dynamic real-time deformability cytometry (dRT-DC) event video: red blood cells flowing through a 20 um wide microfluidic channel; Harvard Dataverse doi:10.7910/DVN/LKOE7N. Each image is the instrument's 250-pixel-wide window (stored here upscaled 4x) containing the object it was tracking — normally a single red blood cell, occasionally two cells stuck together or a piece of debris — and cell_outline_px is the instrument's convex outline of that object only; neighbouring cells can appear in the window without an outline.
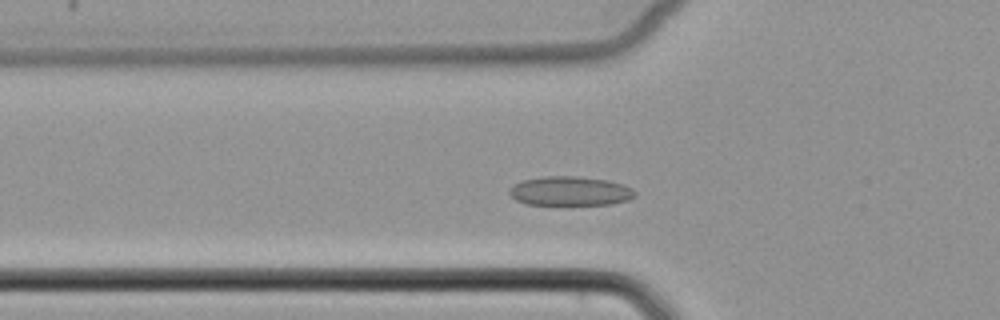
{"species": "common noctule bat (a hibernating species)", "species_latin": "Nyctalus noctula", "temperature_condition": "cold", "stored_images_in_passage": 47, "camera_frame_rate_fps": 3000, "um_per_image_px": 0.085, "animal": {"sex": "female", "body_mass_g": 22.7, "forearm_length_mm": 54.2}, "frame": {"image": 1, "passage_image": 13, "time_ms": 4.0, "image_size_px": [1000, 320], "cell_outline_px": [[636, 196], [628, 200], [612, 204], [568, 208], [528, 204], [516, 200], [508, 192], [508, 188], [520, 180], [540, 176], [576, 176], [608, 180], [624, 184], [632, 188], [636, 192]], "centroid_in_image_um": [48.45, 16.29], "position_along_channel_um": 77.3, "area_um2": 22.77}}
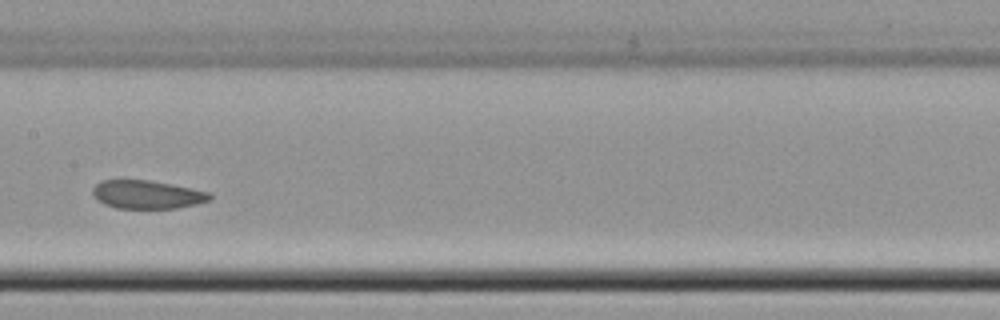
{"frame": {"image": 2, "passage_image": 22, "time_ms": 7.0, "image_size_px": [1000, 320], "cell_outline_px": [[212, 196], [208, 200], [196, 204], [176, 208], [116, 208], [104, 204], [96, 200], [92, 196], [92, 188], [100, 180], [148, 180], [172, 184], [192, 188], [208, 192]], "centroid_in_image_um": [12.44, 16.53], "position_along_channel_um": 195.0, "area_um2": 19.36}}
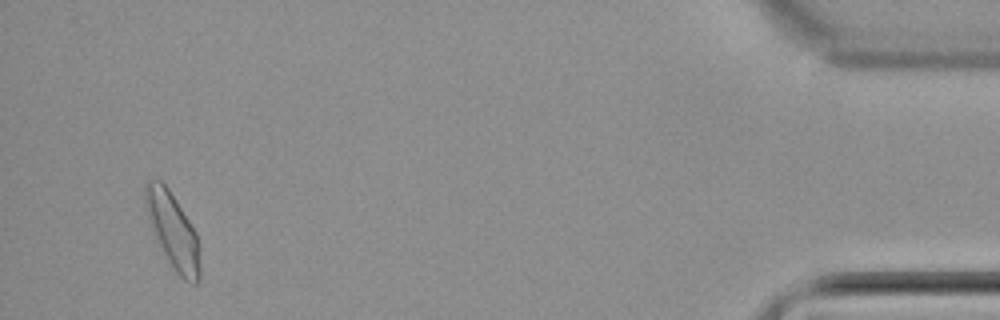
{"frame": {"image": 3, "passage_image": 45, "time_ms": 14.667, "image_size_px": [1000, 320], "cell_outline_px": [[200, 280], [196, 284], [192, 284], [184, 280], [176, 272], [168, 260], [152, 232], [144, 196], [144, 180], [160, 180], [168, 188], [196, 232], [200, 268]], "centroid_in_image_um": [14.68, 19.61], "position_along_channel_um": 420.5, "area_um2": 23.64}}